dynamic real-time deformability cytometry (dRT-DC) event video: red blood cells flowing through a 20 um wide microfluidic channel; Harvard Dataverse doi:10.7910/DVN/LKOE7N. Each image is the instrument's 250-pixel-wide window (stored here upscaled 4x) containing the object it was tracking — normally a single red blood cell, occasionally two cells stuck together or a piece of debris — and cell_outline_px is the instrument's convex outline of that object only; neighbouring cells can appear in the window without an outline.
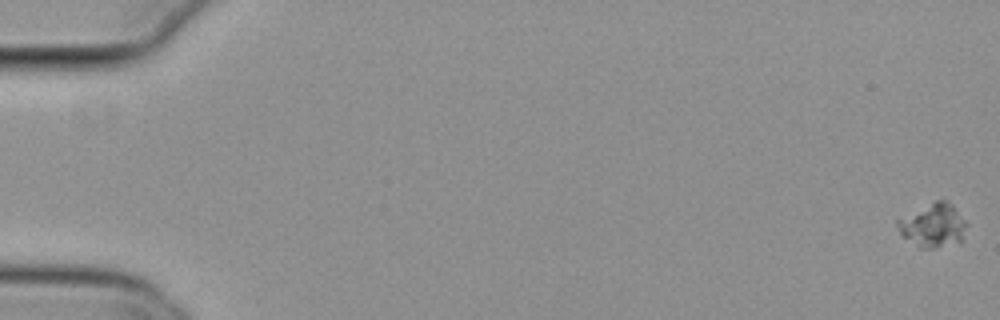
{"species": "common noctule bat (a hibernating species)", "species_latin": "Nyctalus noctula", "temperature_condition": "cold", "stored_images_in_passage": 58, "camera_frame_rate_fps": 3000, "um_per_image_px": 0.085, "animal": {"sex": "female", "body_mass_g": 29.2, "forearm_length_mm": 56.3}, "frame": {"image": 1, "passage_image": 1, "time_ms": 0.0, "image_size_px": [1000, 320], "cell_outline_px": [[968, 224], [960, 244], [932, 248], [920, 248], [904, 236], [900, 232], [896, 224], [896, 220], [936, 200], [944, 200], [952, 204]], "centroid_in_image_um": [79.36, 19.17], "position_along_channel_um": 5.6, "area_um2": 17.46}}
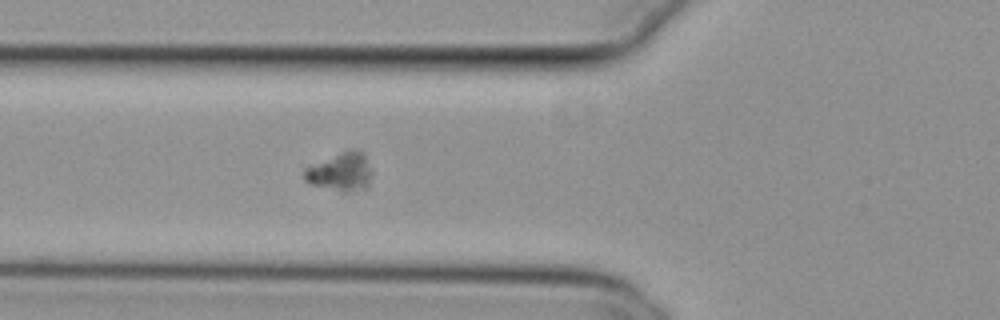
{"frame": {"image": 2, "passage_image": 23, "time_ms": 7.333, "image_size_px": [1000, 320], "cell_outline_px": [[368, 188], [348, 192], [340, 192], [312, 184], [304, 180], [304, 168], [348, 148], [360, 148], [364, 156], [368, 168]], "centroid_in_image_um": [28.9, 14.59], "position_along_channel_um": 96.9, "area_um2": 14.97}}
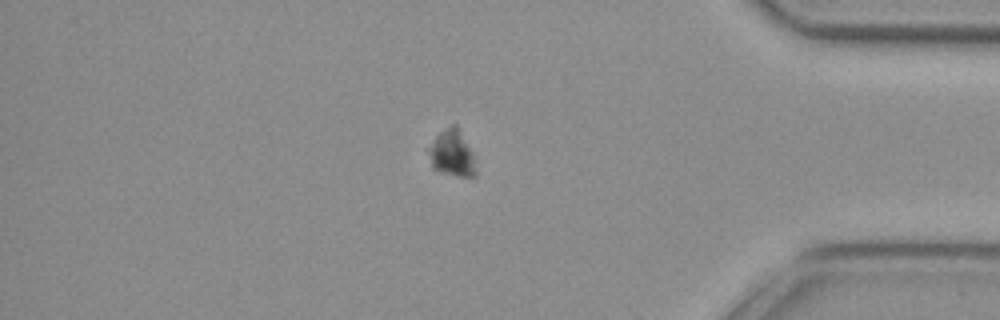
{"frame": {"image": 3, "passage_image": 50, "time_ms": 16.333, "image_size_px": [1000, 320], "cell_outline_px": [[476, 176], [456, 176], [432, 168], [428, 152], [428, 148], [436, 136], [440, 132], [452, 124], [456, 124], [472, 156], [476, 172]], "centroid_in_image_um": [38.38, 13.04], "position_along_channel_um": 396.8, "area_um2": 12.2}}